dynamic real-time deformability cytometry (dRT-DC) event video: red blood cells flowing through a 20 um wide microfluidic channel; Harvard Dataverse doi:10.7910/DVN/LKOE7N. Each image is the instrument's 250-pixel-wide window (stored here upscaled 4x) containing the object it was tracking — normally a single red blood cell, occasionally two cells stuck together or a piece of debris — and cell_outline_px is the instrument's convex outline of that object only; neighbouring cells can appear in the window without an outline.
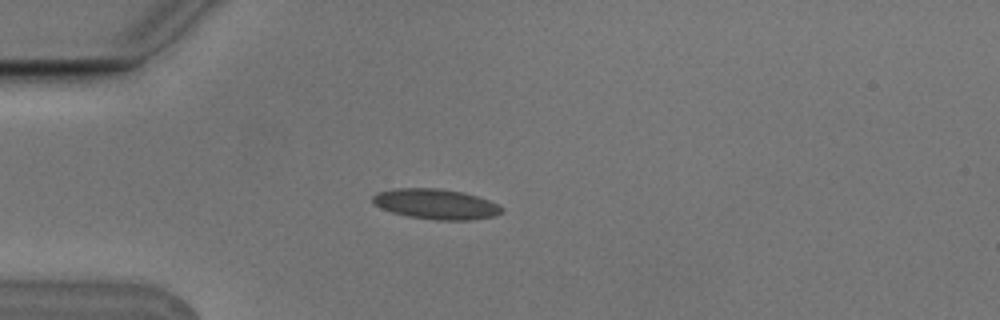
{"species": "Egyptian fruit bat (a non-hibernating species)", "species_latin": "Rousettus aegyptiacus", "temperature_condition": "cold", "stored_images_in_passage": 4, "camera_frame_rate_fps": 3000, "um_per_image_px": 0.085, "animal": {"sex": "male"}, "frame": {"image": 1, "passage_image": 4, "time_ms": 1.0, "image_size_px": [1000, 320], "cell_outline_px": [[504, 212], [496, 216], [472, 220], [436, 220], [408, 216], [392, 212], [380, 208], [372, 204], [372, 196], [376, 192], [396, 188], [440, 188], [464, 192], [488, 200], [504, 208]], "centroid_in_image_um": [37.04, 17.34], "position_along_channel_um": 48.0, "area_um2": 23.0}}